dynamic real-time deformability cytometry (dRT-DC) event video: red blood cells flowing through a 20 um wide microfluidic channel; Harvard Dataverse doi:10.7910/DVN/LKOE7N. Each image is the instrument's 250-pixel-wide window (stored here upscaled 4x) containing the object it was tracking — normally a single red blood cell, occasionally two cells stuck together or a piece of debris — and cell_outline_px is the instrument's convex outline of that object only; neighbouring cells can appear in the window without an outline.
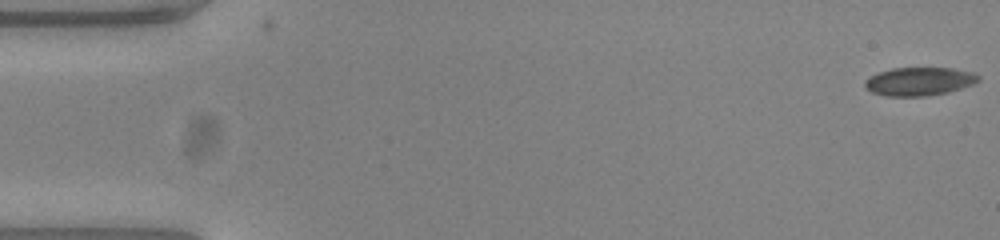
{"species": "common noctule bat (a hibernating species)", "species_latin": "Nyctalus noctula", "temperature_condition": "warm", "stored_images_in_passage": 54, "camera_frame_rate_fps": 3000, "um_per_image_px": 0.085, "animal": {"sex": "female", "body_mass_g": 23.0, "forearm_length_mm": 53.4}, "frame": {"image": 1, "passage_image": 1, "time_ms": 0.0, "image_size_px": [1000, 240], "cell_outline_px": [[980, 80], [972, 84], [948, 92], [924, 96], [888, 96], [872, 92], [864, 84], [864, 80], [880, 72], [892, 68], [952, 68], [972, 72], [980, 76]], "centroid_in_image_um": [78.15, 6.91], "position_along_channel_um": 6.8, "area_um2": 18.5}}
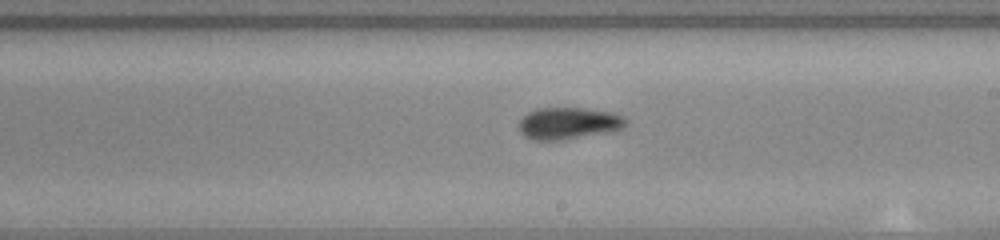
{"frame": {"image": 2, "passage_image": 31, "time_ms": 10.0, "image_size_px": [1000, 240], "cell_outline_px": [[628, 124], [624, 128], [616, 132], [560, 140], [532, 140], [524, 136], [520, 132], [520, 120], [528, 112], [536, 108], [584, 108], [612, 112], [624, 116], [628, 120]], "centroid_in_image_um": [48.4, 10.49], "position_along_channel_um": 240.6, "area_um2": 20.29}}
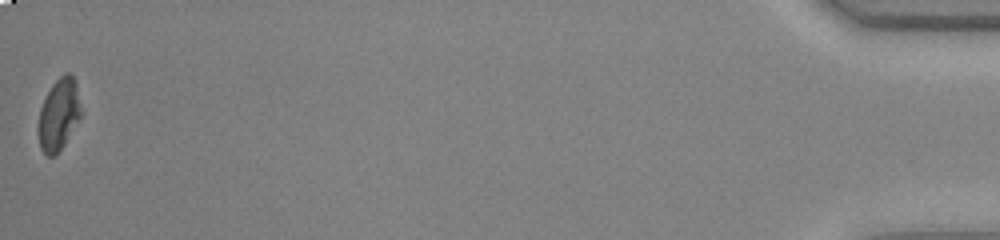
{"frame": {"image": 3, "passage_image": 54, "time_ms": 17.667, "image_size_px": [1000, 240], "cell_outline_px": [[84, 112], [64, 144], [52, 156], [48, 156], [40, 148], [36, 132], [36, 128], [40, 108], [52, 84], [64, 72], [68, 72], [76, 80]], "centroid_in_image_um": [5.01, 9.7], "position_along_channel_um": 430.2, "area_um2": 18.32}, "authors_computed_cell_mechanics": {"area_um2": 19.3052, "velocity_mm_per_s": 3.7986, "shape_relaxation_time_tau1_ms": null, "shape_relaxation_time_tau2_ms": 4.1188, "deformation_change_tau1": null, "deformation_change_tau2": 0.079}}